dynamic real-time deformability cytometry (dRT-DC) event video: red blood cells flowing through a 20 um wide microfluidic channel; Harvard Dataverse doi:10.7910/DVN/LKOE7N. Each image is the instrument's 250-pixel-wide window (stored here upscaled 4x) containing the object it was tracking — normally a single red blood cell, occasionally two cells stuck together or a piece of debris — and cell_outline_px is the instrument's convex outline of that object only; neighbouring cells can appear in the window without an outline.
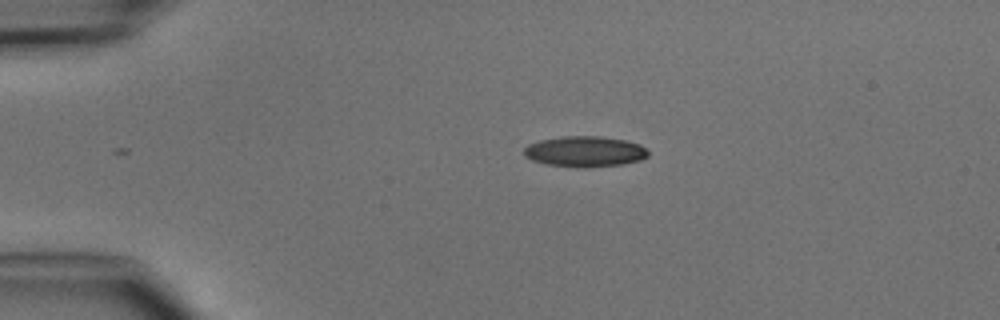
{"species": "common noctule bat (a hibernating species)", "species_latin": "Nyctalus noctula", "temperature_condition": "cold", "stored_images_in_passage": 38, "camera_frame_rate_fps": 3000, "um_per_image_px": 0.085, "animal": {"sex": "male", "body_mass_g": 15.6}, "frame": {"image": 1, "passage_image": 1, "time_ms": 0.0, "image_size_px": [1000, 320], "cell_outline_px": [[648, 156], [640, 160], [620, 164], [548, 164], [532, 160], [524, 156], [524, 148], [528, 144], [540, 140], [564, 136], [600, 136], [624, 140], [640, 144], [648, 152]], "centroid_in_image_um": [49.7, 12.81], "position_along_channel_um": 35.3, "area_um2": 20.98}}
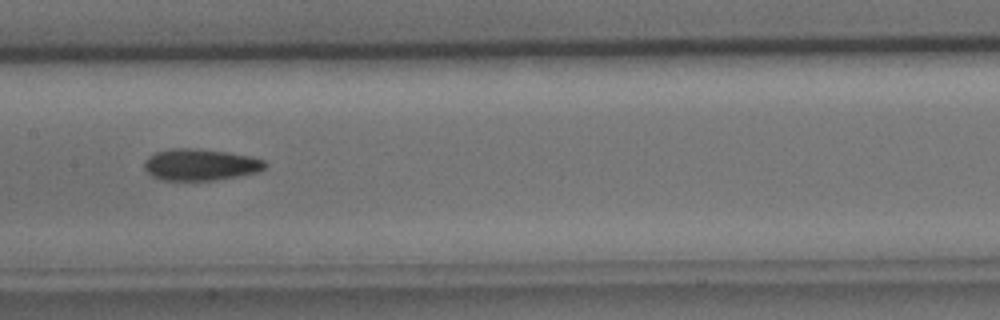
{"frame": {"image": 2, "passage_image": 15, "time_ms": 4.667, "image_size_px": [1000, 320], "cell_outline_px": [[268, 164], [264, 168], [256, 172], [236, 176], [212, 180], [164, 180], [152, 176], [144, 168], [144, 160], [148, 156], [156, 152], [172, 148], [196, 148], [228, 152], [252, 156], [264, 160]], "centroid_in_image_um": [17.02, 13.98], "position_along_channel_um": 190.4, "area_um2": 22.2}}
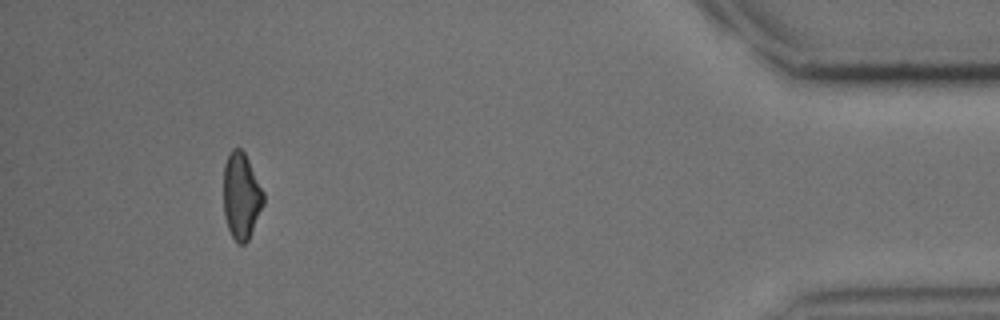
{"frame": {"image": 3, "passage_image": 35, "time_ms": 11.333, "image_size_px": [1000, 320], "cell_outline_px": [[264, 204], [248, 240], [244, 244], [236, 244], [228, 228], [224, 216], [224, 164], [228, 152], [232, 148], [240, 148], [244, 152], [264, 192]], "centroid_in_image_um": [20.5, 16.66], "position_along_channel_um": 414.7, "area_um2": 20.17}}